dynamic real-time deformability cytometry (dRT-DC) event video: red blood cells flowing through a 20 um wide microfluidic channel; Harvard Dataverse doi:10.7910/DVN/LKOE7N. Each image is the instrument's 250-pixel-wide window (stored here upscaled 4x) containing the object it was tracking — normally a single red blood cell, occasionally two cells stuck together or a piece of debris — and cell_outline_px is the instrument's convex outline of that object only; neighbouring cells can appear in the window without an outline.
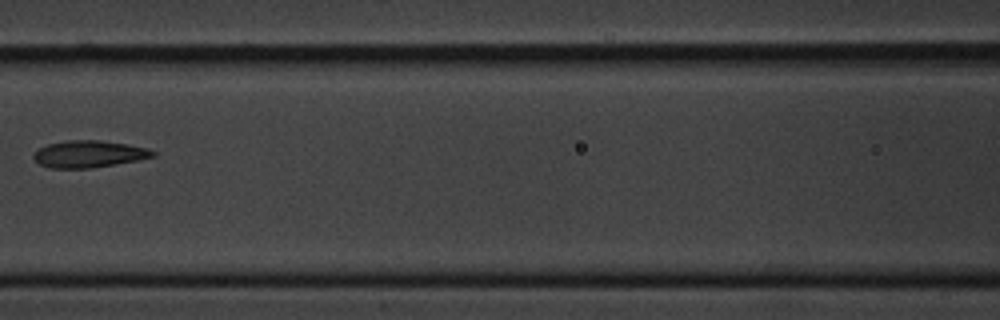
{"species": "common noctule bat (a hibernating species)", "species_latin": "Nyctalus noctula", "temperature_condition": "cold", "stored_images_in_passage": 8, "camera_frame_rate_fps": 3000, "um_per_image_px": 0.085, "animal": {"sex": "male", "body_mass_g": 20.1, "forearm_length_mm": 53.5}, "frame": {"image": 1, "passage_image": 8, "time_ms": 8.0, "image_size_px": [1000, 320], "cell_outline_px": [[156, 156], [140, 160], [92, 168], [48, 168], [40, 164], [32, 156], [40, 148], [48, 144], [64, 140], [100, 140], [128, 144], [148, 148], [156, 152]], "centroid_in_image_um": [7.6, 13.09], "position_along_channel_um": 159.0, "area_um2": 18.84}}